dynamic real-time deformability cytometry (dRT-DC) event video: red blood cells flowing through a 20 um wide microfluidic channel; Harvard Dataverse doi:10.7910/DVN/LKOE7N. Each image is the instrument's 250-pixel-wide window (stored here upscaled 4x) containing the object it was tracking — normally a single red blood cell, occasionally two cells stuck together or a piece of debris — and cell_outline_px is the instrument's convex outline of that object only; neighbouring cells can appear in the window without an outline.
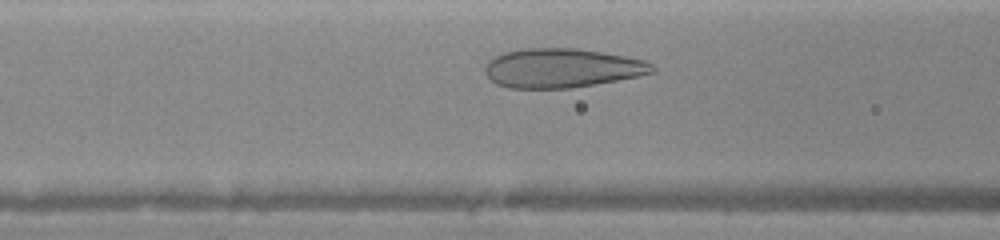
{"species": "human", "species_latin": "Homo sapiens", "temperature_condition": "warm", "stored_images_in_passage": 20, "camera_frame_rate_fps": 3000, "um_per_image_px": 0.085, "donor": {"sex": "female"}, "frame": {"image": 1, "passage_image": 5, "time_ms": 2.0, "image_size_px": [1000, 240], "cell_outline_px": [[656, 72], [596, 84], [572, 88], [508, 88], [496, 84], [484, 72], [484, 68], [488, 60], [492, 56], [504, 52], [520, 48], [572, 48], [600, 52], [624, 56], [644, 60], [652, 64], [656, 68]], "centroid_in_image_um": [47.71, 5.78], "position_along_channel_um": 118.9, "area_um2": 38.26}}
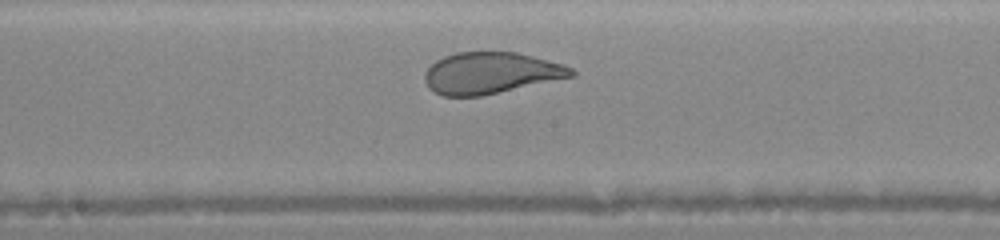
{"frame": {"image": 2, "passage_image": 11, "time_ms": 4.0, "image_size_px": [1000, 240], "cell_outline_px": [[576, 76], [480, 96], [440, 96], [428, 88], [424, 80], [424, 76], [428, 68], [436, 60], [444, 56], [456, 52], [516, 52], [564, 64], [572, 68], [576, 72]], "centroid_in_image_um": [41.71, 6.21], "position_along_channel_um": 206.5, "area_um2": 35.49}}
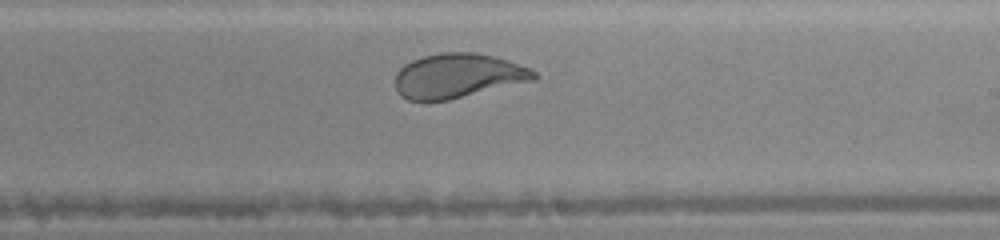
{"frame": {"image": 3, "passage_image": 14, "time_ms": 5.0, "image_size_px": [1000, 240], "cell_outline_px": [[536, 76], [532, 80], [448, 100], [408, 100], [400, 96], [396, 92], [396, 72], [404, 64], [412, 60], [424, 56], [440, 52], [472, 52], [496, 56], [528, 68], [536, 72]], "centroid_in_image_um": [38.86, 6.43], "position_along_channel_um": 250.1, "area_um2": 35.6}}